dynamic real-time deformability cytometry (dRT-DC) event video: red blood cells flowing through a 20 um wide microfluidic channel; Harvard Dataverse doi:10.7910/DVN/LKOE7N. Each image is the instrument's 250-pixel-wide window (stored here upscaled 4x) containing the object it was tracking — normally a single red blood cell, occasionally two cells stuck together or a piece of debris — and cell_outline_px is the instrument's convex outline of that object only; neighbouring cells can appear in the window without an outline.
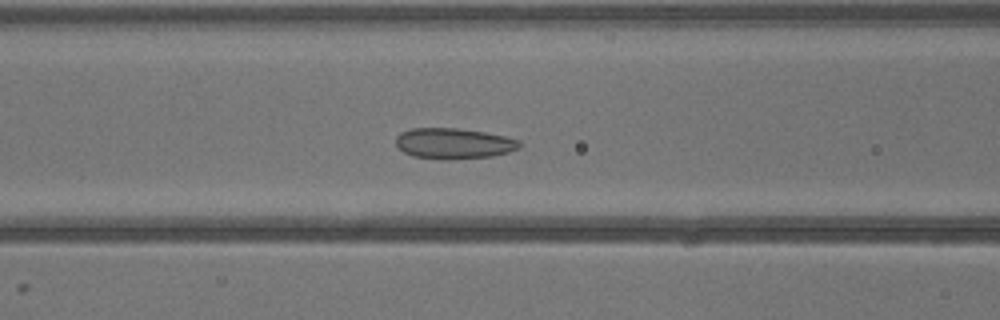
{"species": "common noctule bat (a hibernating species)", "species_latin": "Nyctalus noctula", "temperature_condition": "warm", "stored_images_in_passage": 42, "camera_frame_rate_fps": 3000, "um_per_image_px": 0.085, "animal": {"sex": "male", "body_mass_g": 13.3}, "frame": {"image": 1, "passage_image": 18, "time_ms": 5.667, "image_size_px": [1000, 320], "cell_outline_px": [[524, 144], [520, 148], [508, 152], [492, 156], [448, 160], [444, 160], [412, 156], [404, 152], [396, 144], [396, 136], [400, 132], [412, 128], [460, 128], [484, 132], [504, 136], [520, 140]], "centroid_in_image_um": [38.58, 12.19], "position_along_channel_um": 128.0, "area_um2": 22.37}}
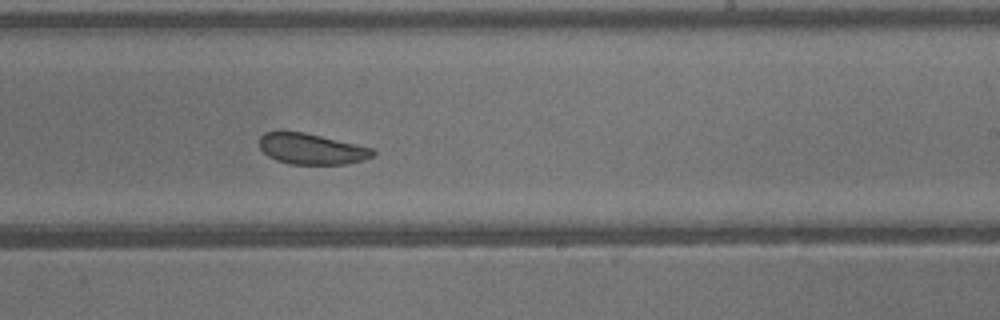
{"frame": {"image": 2, "passage_image": 26, "time_ms": 8.333, "image_size_px": [1000, 320], "cell_outline_px": [[376, 156], [364, 160], [344, 164], [288, 164], [276, 160], [268, 156], [260, 148], [260, 136], [264, 132], [304, 132], [372, 148], [376, 152]], "centroid_in_image_um": [26.5, 12.67], "position_along_channel_um": 262.5, "area_um2": 20.29}}
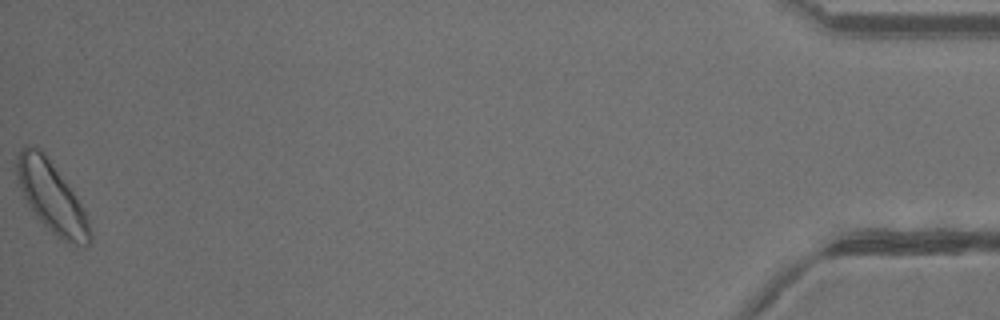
{"frame": {"image": 3, "passage_image": 42, "time_ms": 13.667, "image_size_px": [1000, 320], "cell_outline_px": [[92, 240], [84, 248], [68, 244], [56, 236], [36, 220], [16, 180], [16, 160], [20, 148], [28, 144], [40, 148], [44, 152], [72, 192], [80, 204], [88, 220], [92, 236]], "centroid_in_image_um": [4.35, 16.8], "position_along_channel_um": 430.8, "area_um2": 30.23}}